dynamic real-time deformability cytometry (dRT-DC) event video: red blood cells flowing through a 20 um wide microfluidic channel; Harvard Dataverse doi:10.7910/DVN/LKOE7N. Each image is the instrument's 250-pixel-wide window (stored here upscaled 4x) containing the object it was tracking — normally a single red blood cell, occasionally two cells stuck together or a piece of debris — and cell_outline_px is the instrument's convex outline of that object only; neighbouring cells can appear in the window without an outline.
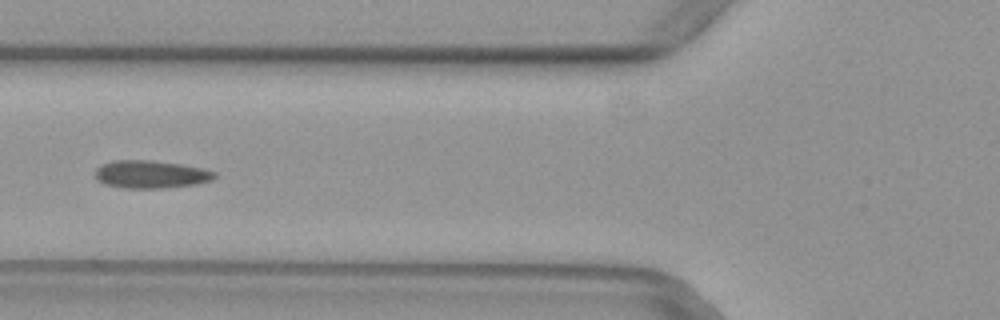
{"species": "common noctule bat (a hibernating species)", "species_latin": "Nyctalus noctula", "temperature_condition": "warm", "stored_images_in_passage": 37, "camera_frame_rate_fps": 3000, "um_per_image_px": 0.085, "animal": {"sex": "female", "body_mass_g": 29.2, "forearm_length_mm": 56.3}, "frame": {"image": 1, "passage_image": 6, "time_ms": 1.667, "image_size_px": [1000, 320], "cell_outline_px": [[216, 176], [212, 180], [196, 184], [164, 188], [124, 188], [104, 184], [96, 180], [96, 168], [100, 164], [112, 160], [148, 160], [180, 164], [200, 168], [216, 172]], "centroid_in_image_um": [12.78, 14.82], "position_along_channel_um": 113.0, "area_um2": 19.36}}
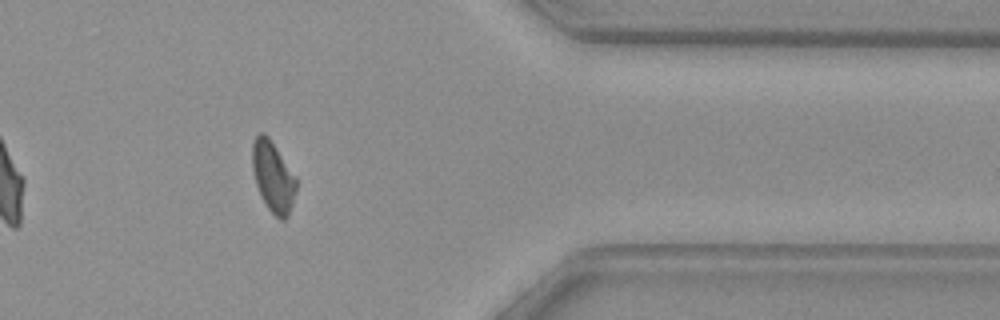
{"frame": {"image": 2, "passage_image": 28, "time_ms": 9.0, "image_size_px": [1000, 320], "cell_outline_px": [[296, 188], [292, 204], [288, 216], [284, 220], [280, 220], [268, 208], [260, 196], [256, 184], [252, 168], [252, 144], [256, 136], [260, 132], [264, 132], [268, 136], [296, 176]], "centroid_in_image_um": [23.2, 15.01], "position_along_channel_um": 388.2, "area_um2": 18.03}}
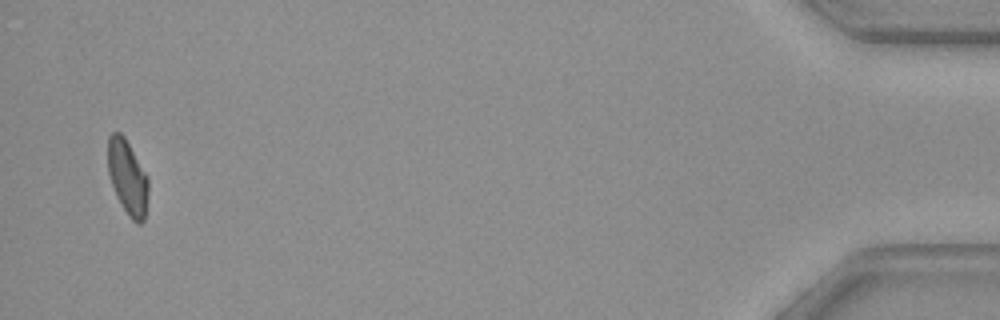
{"frame": {"image": 3, "passage_image": 36, "time_ms": 11.667, "image_size_px": [1000, 320], "cell_outline_px": [[148, 192], [144, 220], [140, 224], [136, 224], [128, 216], [116, 196], [108, 172], [108, 136], [112, 132], [120, 132], [124, 136], [148, 176]], "centroid_in_image_um": [10.84, 15.08], "position_along_channel_um": 424.4, "area_um2": 17.63}}